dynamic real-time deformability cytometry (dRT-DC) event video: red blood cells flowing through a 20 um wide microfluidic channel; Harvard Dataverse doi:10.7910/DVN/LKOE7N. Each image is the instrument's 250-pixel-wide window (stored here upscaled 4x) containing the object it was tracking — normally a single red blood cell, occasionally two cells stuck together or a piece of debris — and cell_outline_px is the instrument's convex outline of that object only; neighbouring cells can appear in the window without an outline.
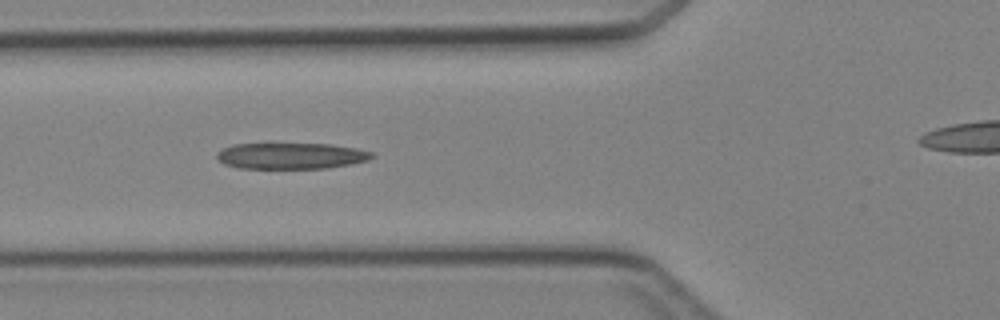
{"species": "Egyptian fruit bat (a non-hibernating species)", "species_latin": "Rousettus aegyptiacus", "temperature_condition": "cold", "stored_images_in_passage": 4, "camera_frame_rate_fps": 3000, "um_per_image_px": 0.085, "animal": {"sex": "female"}, "frame": {"image": 1, "passage_image": 4, "time_ms": 3.333, "image_size_px": [1000, 320], "cell_outline_px": [[376, 156], [368, 160], [352, 164], [328, 168], [236, 168], [224, 164], [216, 156], [216, 152], [224, 148], [236, 144], [328, 144], [356, 148], [372, 152]], "centroid_in_image_um": [24.76, 13.25], "position_along_channel_um": 101.0, "area_um2": 23.58}}